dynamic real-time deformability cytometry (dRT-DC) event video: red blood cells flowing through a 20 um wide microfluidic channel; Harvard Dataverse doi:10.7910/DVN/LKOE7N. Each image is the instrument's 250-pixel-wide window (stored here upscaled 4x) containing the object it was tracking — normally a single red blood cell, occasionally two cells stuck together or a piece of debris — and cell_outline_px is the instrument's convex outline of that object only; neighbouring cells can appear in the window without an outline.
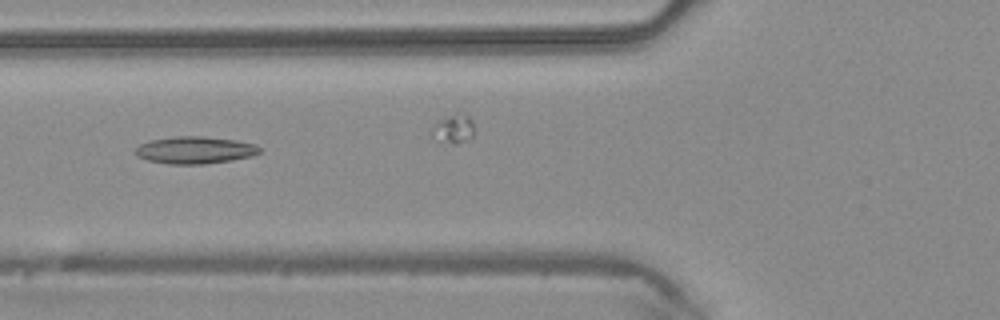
{"species": "common noctule bat (a hibernating species)", "species_latin": "Nyctalus noctula", "temperature_condition": "warm", "stored_images_in_passage": 9, "camera_frame_rate_fps": 3000, "um_per_image_px": 0.085, "animal": {"sex": "male", "body_mass_g": 20.4}, "frame": {"image": 1, "passage_image": 3, "time_ms": 0.667, "image_size_px": [1000, 320], "cell_outline_px": [[260, 152], [252, 156], [232, 160], [204, 164], [168, 164], [148, 160], [140, 156], [136, 152], [136, 148], [140, 144], [148, 140], [176, 136], [200, 136], [236, 140], [256, 144], [260, 148]], "centroid_in_image_um": [16.59, 12.75], "position_along_channel_um": 109.2, "area_um2": 19.59}}
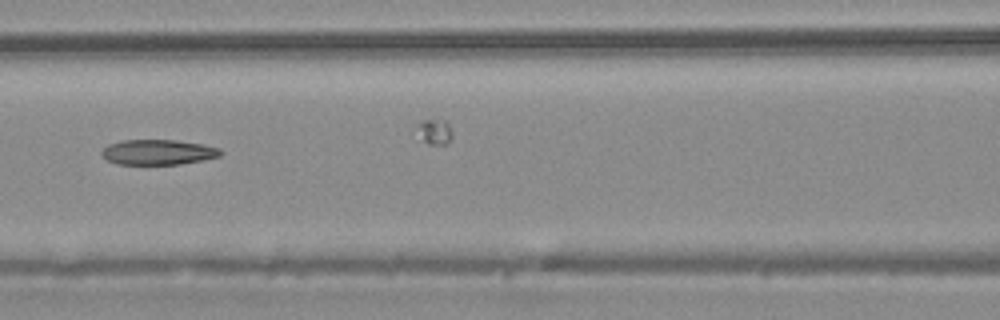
{"frame": {"image": 2, "passage_image": 6, "time_ms": 1.667, "image_size_px": [1000, 320], "cell_outline_px": [[224, 152], [220, 156], [180, 164], [116, 164], [108, 160], [100, 152], [108, 144], [124, 140], [176, 140], [204, 144], [220, 148]], "centroid_in_image_um": [13.46, 12.92], "position_along_channel_um": 153.1, "area_um2": 17.4}}